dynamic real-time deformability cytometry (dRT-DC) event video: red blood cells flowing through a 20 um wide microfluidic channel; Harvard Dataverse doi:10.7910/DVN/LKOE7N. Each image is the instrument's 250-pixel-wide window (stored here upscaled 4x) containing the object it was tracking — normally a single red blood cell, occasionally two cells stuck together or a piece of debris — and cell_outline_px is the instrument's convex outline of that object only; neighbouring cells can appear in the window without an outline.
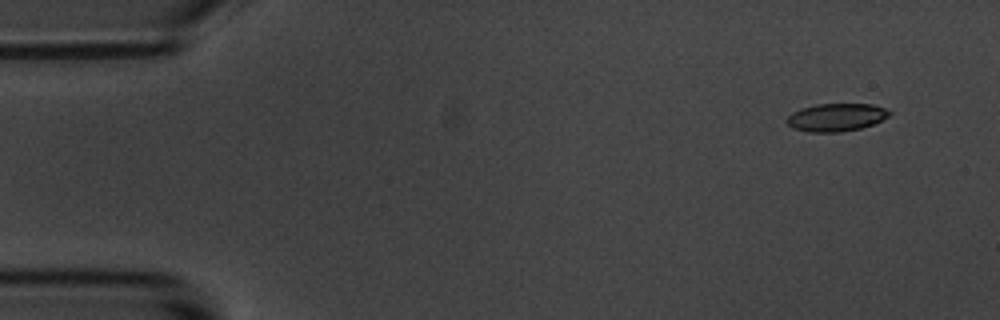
{"species": "common noctule bat (a hibernating species)", "species_latin": "Nyctalus noctula", "temperature_condition": "room temperature", "stored_images_in_passage": 5, "camera_frame_rate_fps": 3000, "um_per_image_px": 0.085, "animal": {"sex": "male", "body_mass_g": 20.1, "forearm_length_mm": 53.5}, "frame": {"image": 1, "passage_image": 1, "time_ms": 0.0, "image_size_px": [1000, 320], "cell_outline_px": [[892, 112], [888, 116], [872, 124], [860, 128], [840, 132], [808, 132], [792, 128], [784, 120], [792, 112], [800, 108], [816, 104], [872, 104], [884, 108]], "centroid_in_image_um": [71.02, 9.97], "position_along_channel_um": 14.0, "area_um2": 16.65}}
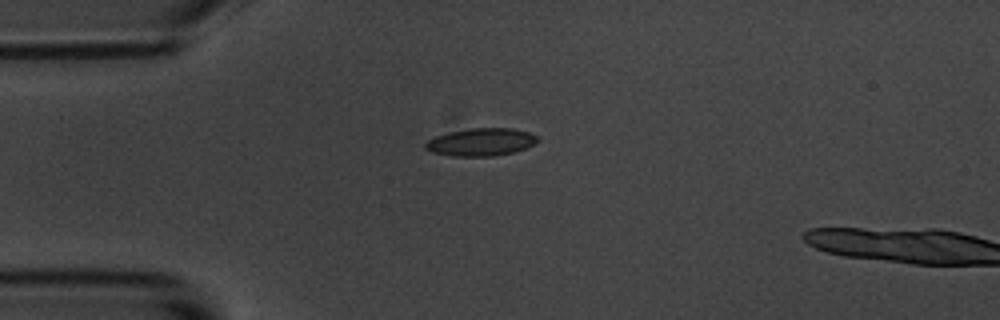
{"frame": {"image": 2, "passage_image": 4, "time_ms": 3.333, "image_size_px": [1000, 320], "cell_outline_px": [[540, 140], [524, 148], [512, 152], [492, 156], [452, 156], [432, 152], [424, 148], [424, 144], [428, 140], [436, 136], [448, 132], [472, 128], [512, 128], [528, 132], [536, 136]], "centroid_in_image_um": [40.85, 12.07], "position_along_channel_um": 44.2, "area_um2": 17.92}}